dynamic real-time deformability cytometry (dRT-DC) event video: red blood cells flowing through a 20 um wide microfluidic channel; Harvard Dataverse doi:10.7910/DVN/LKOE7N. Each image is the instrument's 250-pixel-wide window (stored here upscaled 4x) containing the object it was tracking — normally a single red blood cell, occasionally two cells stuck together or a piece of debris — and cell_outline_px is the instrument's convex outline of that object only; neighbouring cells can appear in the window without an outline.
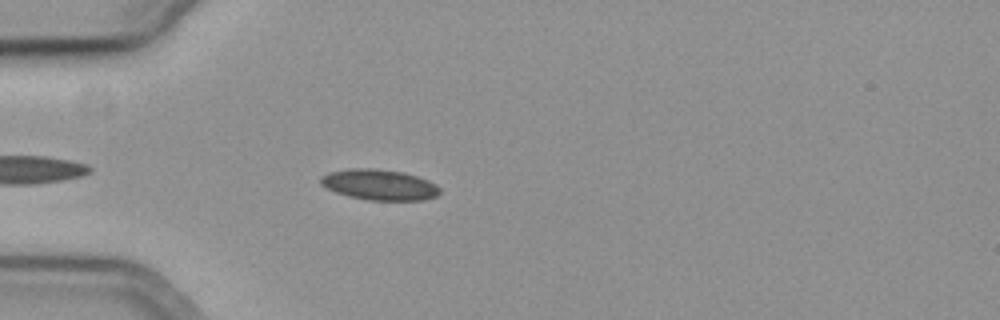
{"species": "common noctule bat (a hibernating species)", "species_latin": "Nyctalus noctula", "temperature_condition": "cold", "stored_images_in_passage": 45, "camera_frame_rate_fps": 3000, "um_per_image_px": 0.085, "animal": {"sex": "female", "body_mass_g": 19.3, "forearm_length_mm": 54.1}, "frame": {"image": 1, "passage_image": 5, "time_ms": 1.333, "image_size_px": [1000, 320], "cell_outline_px": [[440, 192], [436, 196], [424, 200], [368, 200], [348, 196], [336, 192], [320, 184], [320, 176], [328, 172], [348, 168], [376, 168], [404, 172], [428, 180], [436, 184], [440, 188]], "centroid_in_image_um": [32.23, 15.69], "position_along_channel_um": 52.8, "area_um2": 21.44}}
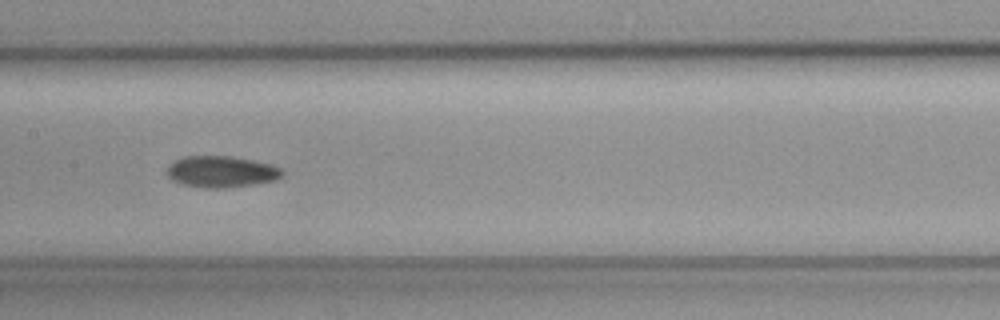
{"frame": {"image": 2, "passage_image": 17, "time_ms": 5.333, "image_size_px": [1000, 320], "cell_outline_px": [[284, 172], [276, 180], [252, 184], [224, 188], [208, 188], [180, 184], [172, 180], [168, 176], [168, 164], [184, 156], [232, 156], [272, 164], [280, 168]], "centroid_in_image_um": [18.8, 14.59], "position_along_channel_um": 188.6, "area_um2": 21.04}}
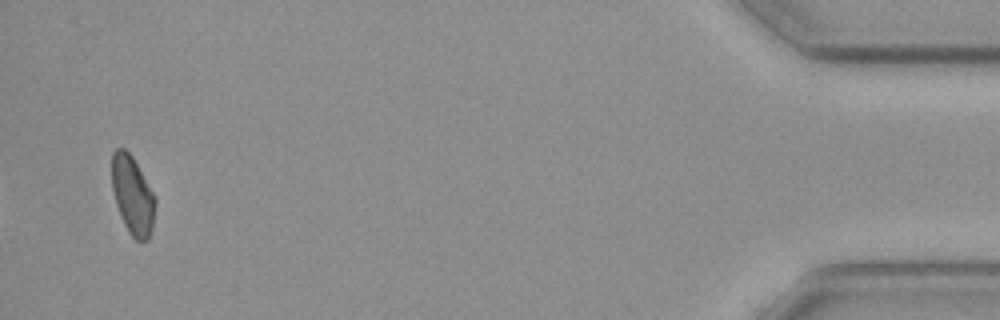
{"frame": {"image": 3, "passage_image": 43, "time_ms": 14.0, "image_size_px": [1000, 320], "cell_outline_px": [[156, 204], [152, 228], [148, 240], [136, 240], [128, 232], [120, 216], [116, 204], [112, 188], [112, 152], [116, 148], [124, 148], [132, 156], [152, 192], [156, 200]], "centroid_in_image_um": [11.26, 16.61], "position_along_channel_um": 423.9, "area_um2": 19.65}, "authors_computed_cell_mechanics": {"area_um2": 20.2878, "velocity_mm_per_s": 3.7054, "shape_relaxation_time_tau1_ms": null, "shape_relaxation_time_tau2_ms": 8.6588, "deformation_change_tau1": null, "deformation_change_tau2": 0.1469}}